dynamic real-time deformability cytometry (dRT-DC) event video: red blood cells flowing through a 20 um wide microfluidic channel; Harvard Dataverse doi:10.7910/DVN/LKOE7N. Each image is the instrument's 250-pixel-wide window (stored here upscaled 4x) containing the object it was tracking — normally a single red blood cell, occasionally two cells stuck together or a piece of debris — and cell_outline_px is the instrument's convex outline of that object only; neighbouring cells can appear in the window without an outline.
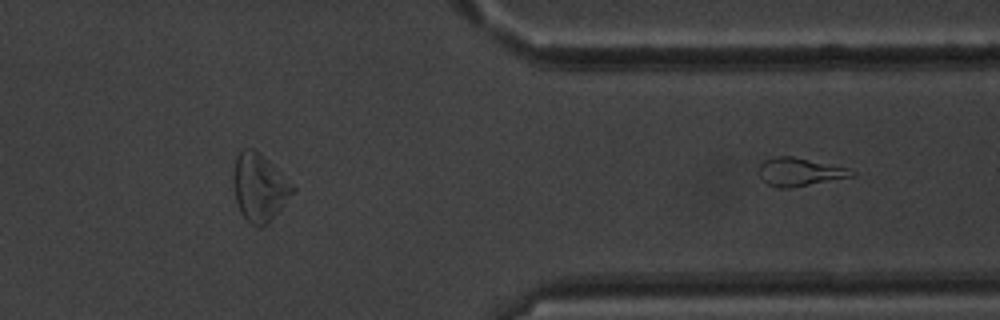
{"species": "common noctule bat (a hibernating species)", "species_latin": "Nyctalus noctula", "temperature_condition": "warm", "stored_images_in_passage": 38, "segment_of_instrument_passage": [2, 2], "camera_frame_rate_fps": 3000, "um_per_image_px": 0.085, "animal": {"sex": "male", "body_mass_g": 20.1, "forearm_length_mm": 53.5}, "frame": {"image": 1, "passage_image": 38, "time_ms": 12.333, "image_size_px": [1000, 320], "cell_outline_px": [[856, 176], [792, 188], [780, 188], [768, 184], [756, 172], [756, 168], [764, 160], [772, 156], [792, 156], [852, 168], [856, 172]], "centroid_in_image_um": [67.99, 14.6], "position_along_channel_um": 343.4, "area_um2": 15.72}}